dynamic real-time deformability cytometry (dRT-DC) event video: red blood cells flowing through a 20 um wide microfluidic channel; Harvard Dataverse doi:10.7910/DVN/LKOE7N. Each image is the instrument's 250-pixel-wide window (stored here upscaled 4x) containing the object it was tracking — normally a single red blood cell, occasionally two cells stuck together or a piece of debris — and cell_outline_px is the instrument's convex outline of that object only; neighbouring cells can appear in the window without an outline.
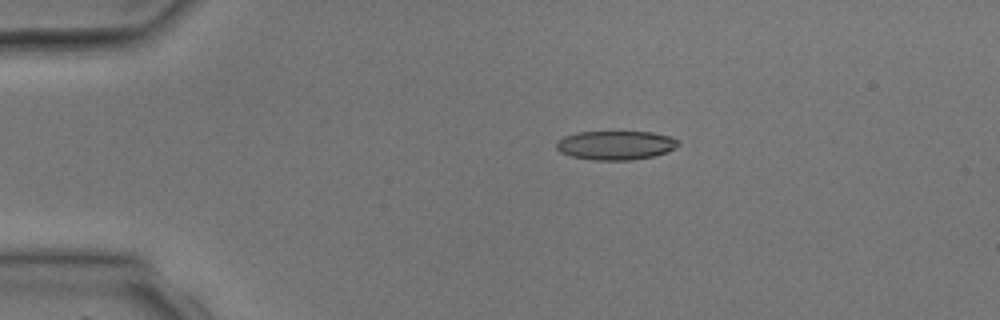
{"species": "common noctule bat (a hibernating species)", "species_latin": "Nyctalus noctula", "temperature_condition": "room temperature", "stored_images_in_passage": 3, "camera_frame_rate_fps": 3000, "um_per_image_px": 0.085, "animal": {"sex": "male", "body_mass_g": 17.9, "forearm_length_mm": 54.2}, "frame": {"image": 1, "passage_image": 2, "time_ms": 1.333, "image_size_px": [1000, 320], "cell_outline_px": [[680, 144], [676, 148], [668, 152], [652, 156], [632, 160], [592, 160], [572, 156], [560, 152], [556, 148], [556, 140], [564, 136], [576, 132], [652, 132], [672, 136], [680, 140]], "centroid_in_image_um": [52.36, 12.34], "position_along_channel_um": 32.6, "area_um2": 20.87}}